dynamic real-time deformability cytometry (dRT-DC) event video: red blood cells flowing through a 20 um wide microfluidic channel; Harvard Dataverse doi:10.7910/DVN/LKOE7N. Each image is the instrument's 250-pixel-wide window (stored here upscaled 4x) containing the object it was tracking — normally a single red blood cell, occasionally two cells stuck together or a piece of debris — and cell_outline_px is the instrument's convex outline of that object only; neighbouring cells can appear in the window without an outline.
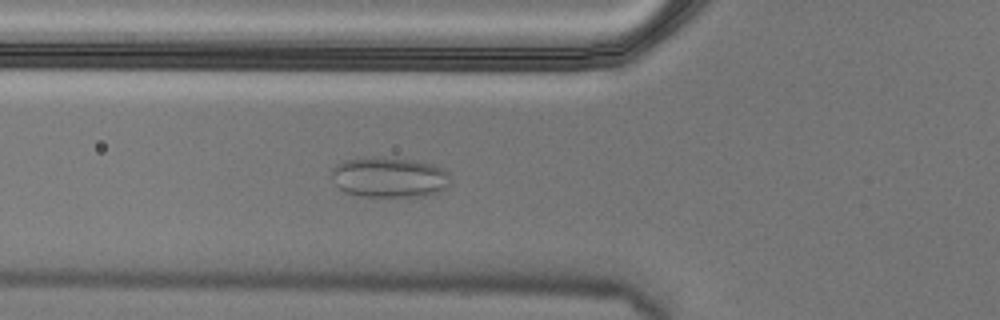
{"species": "Egyptian fruit bat (a non-hibernating species)", "species_latin": "Rousettus aegyptiacus", "temperature_condition": "cold", "stored_images_in_passage": 6, "camera_frame_rate_fps": 3000, "um_per_image_px": 0.085, "animal": {"sex": "male"}, "frame": {"image": 1, "passage_image": 6, "time_ms": 1.667, "image_size_px": [1000, 320], "cell_outline_px": [[448, 184], [440, 192], [424, 196], [364, 196], [344, 192], [332, 180], [332, 168], [336, 164], [344, 160], [372, 156], [380, 156], [412, 160], [432, 164], [448, 172]], "centroid_in_image_um": [33.05, 15.05], "position_along_channel_um": 92.8, "area_um2": 27.92}}